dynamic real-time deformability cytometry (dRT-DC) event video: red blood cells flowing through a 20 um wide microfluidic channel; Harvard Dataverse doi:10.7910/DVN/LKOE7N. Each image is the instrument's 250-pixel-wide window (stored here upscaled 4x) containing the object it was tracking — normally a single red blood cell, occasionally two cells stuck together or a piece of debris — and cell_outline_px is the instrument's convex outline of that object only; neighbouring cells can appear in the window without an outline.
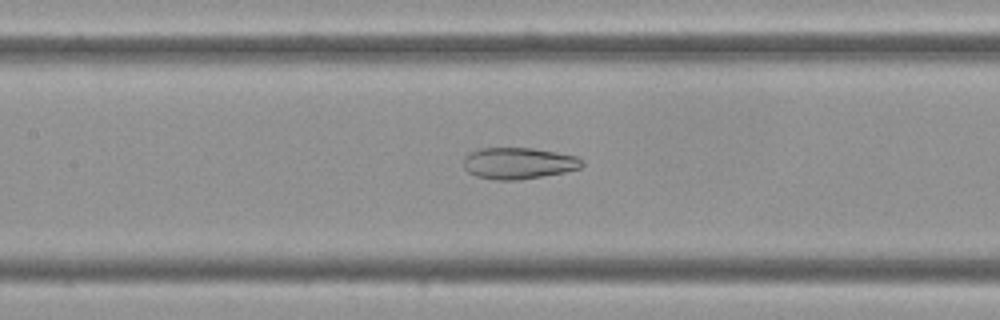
{"species": "Egyptian fruit bat (a non-hibernating species)", "species_latin": "Rousettus aegyptiacus", "temperature_condition": "cold", "stored_images_in_passage": 49, "camera_frame_rate_fps": 3000, "um_per_image_px": 0.085, "frame": {"image": 1, "passage_image": 18, "time_ms": 5.667, "image_size_px": [1000, 320], "cell_outline_px": [[584, 164], [580, 168], [564, 172], [516, 180], [496, 180], [476, 176], [468, 172], [464, 168], [464, 156], [468, 152], [480, 148], [532, 148], [556, 152], [576, 156], [584, 160]], "centroid_in_image_um": [44.05, 13.86], "position_along_channel_um": 163.3, "area_um2": 21.73}}
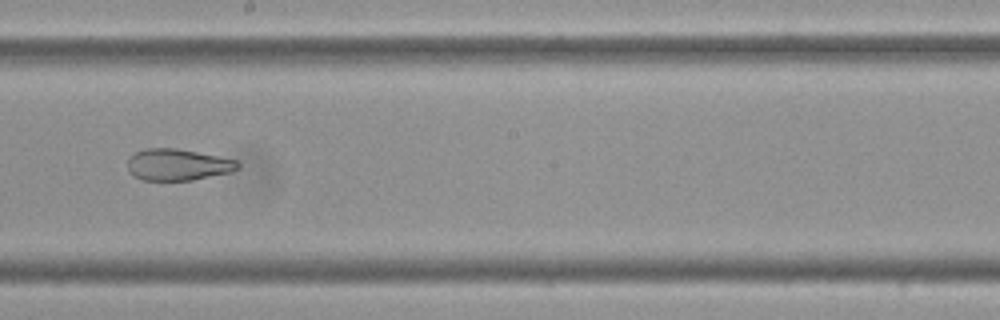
{"frame": {"image": 2, "passage_image": 24, "time_ms": 7.667, "image_size_px": [1000, 320], "cell_outline_px": [[240, 168], [232, 172], [192, 180], [140, 180], [132, 176], [128, 172], [128, 160], [136, 152], [144, 148], [176, 148], [236, 160], [240, 164]], "centroid_in_image_um": [15.09, 14.01], "position_along_channel_um": 233.1, "area_um2": 20.29}}
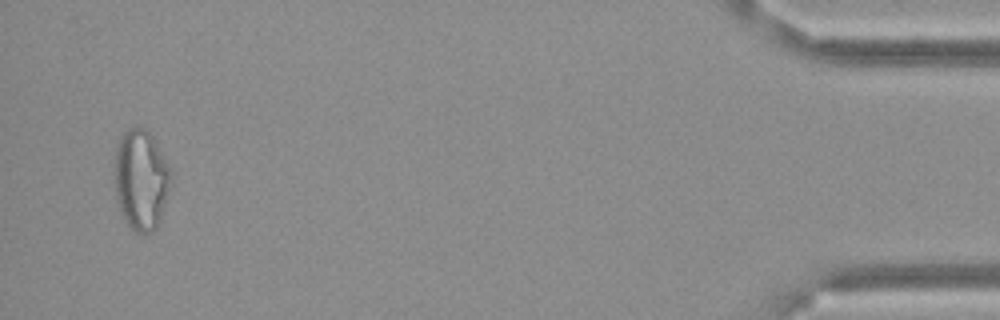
{"frame": {"image": 3, "passage_image": 47, "time_ms": 15.333, "image_size_px": [1000, 320], "cell_outline_px": [[172, 176], [168, 192], [160, 220], [156, 228], [152, 232], [136, 232], [124, 220], [120, 212], [116, 200], [112, 172], [116, 144], [120, 136], [124, 132], [136, 124], [144, 128], [152, 136], [168, 164], [172, 172]], "centroid_in_image_um": [11.94, 15.24], "position_along_channel_um": 423.3, "area_um2": 33.64}, "authors_computed_cell_mechanics": {"area_um2": 27.2238, "velocity_mm_per_s": 3.495, "shape_relaxation_time_tau1_ms": null, "shape_relaxation_time_tau2_ms": 2.1974, "deformation_change_tau1": null, "deformation_change_tau2": 0.0925}}